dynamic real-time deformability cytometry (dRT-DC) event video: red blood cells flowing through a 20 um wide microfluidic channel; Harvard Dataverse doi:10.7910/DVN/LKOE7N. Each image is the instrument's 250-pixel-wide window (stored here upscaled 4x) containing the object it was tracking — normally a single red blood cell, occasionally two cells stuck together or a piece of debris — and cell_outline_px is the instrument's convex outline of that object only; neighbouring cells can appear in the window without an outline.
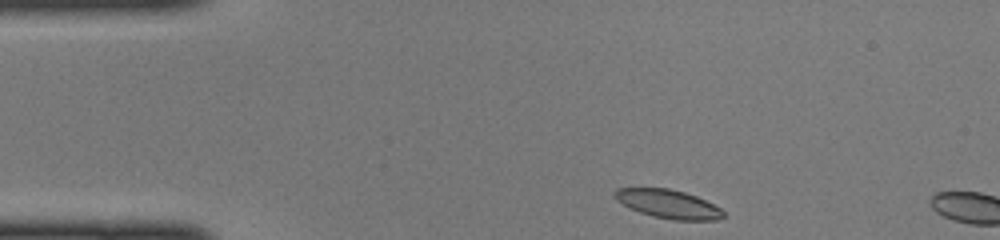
{"species": "common noctule bat (a hibernating species)", "species_latin": "Nyctalus noctula", "temperature_condition": "cold", "stored_images_in_passage": 3, "camera_frame_rate_fps": 3000, "um_per_image_px": 0.085, "animal": {"sex": "female", "body_mass_g": 22.0, "forearm_length_mm": 56.7}, "frame": {"image": 1, "passage_image": 1, "time_ms": 0.0, "image_size_px": [1000, 240], "cell_outline_px": [[724, 216], [716, 220], [672, 220], [652, 216], [640, 212], [616, 200], [612, 196], [612, 192], [616, 188], [668, 188], [684, 192], [696, 196], [720, 208], [724, 212]], "centroid_in_image_um": [56.77, 17.33], "position_along_channel_um": 28.2, "area_um2": 18.03}}